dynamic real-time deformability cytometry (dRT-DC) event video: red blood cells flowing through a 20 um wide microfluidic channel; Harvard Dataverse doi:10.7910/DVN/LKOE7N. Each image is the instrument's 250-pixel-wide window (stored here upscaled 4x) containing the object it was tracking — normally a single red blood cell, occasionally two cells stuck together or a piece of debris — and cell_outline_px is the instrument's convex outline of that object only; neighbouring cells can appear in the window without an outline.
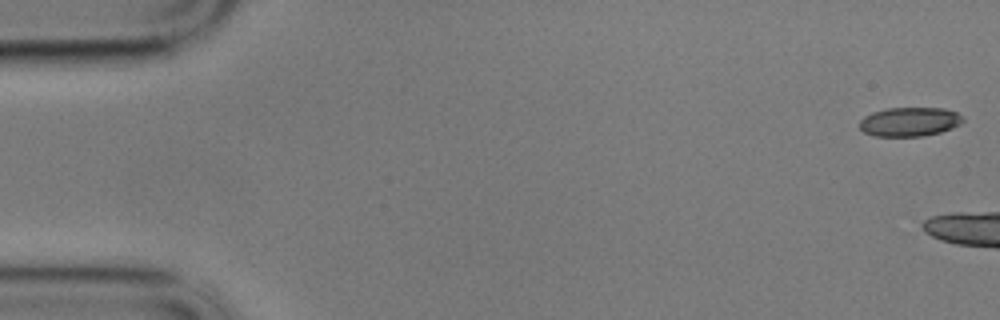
{"species": "common noctule bat (a hibernating species)", "species_latin": "Nyctalus noctula", "temperature_condition": "cold", "stored_images_in_passage": 6, "camera_frame_rate_fps": 3000, "um_per_image_px": 0.085, "animal": {"sex": "male", "body_mass_g": 17.9}, "frame": {"image": 1, "passage_image": 1, "time_ms": 0.0, "image_size_px": [1000, 320], "cell_outline_px": [[964, 120], [960, 124], [952, 128], [940, 132], [924, 136], [872, 136], [864, 132], [860, 128], [860, 120], [864, 116], [872, 112], [884, 108], [944, 108], [956, 112]], "centroid_in_image_um": [77.29, 10.35], "position_along_channel_um": 7.7, "area_um2": 17.57}}